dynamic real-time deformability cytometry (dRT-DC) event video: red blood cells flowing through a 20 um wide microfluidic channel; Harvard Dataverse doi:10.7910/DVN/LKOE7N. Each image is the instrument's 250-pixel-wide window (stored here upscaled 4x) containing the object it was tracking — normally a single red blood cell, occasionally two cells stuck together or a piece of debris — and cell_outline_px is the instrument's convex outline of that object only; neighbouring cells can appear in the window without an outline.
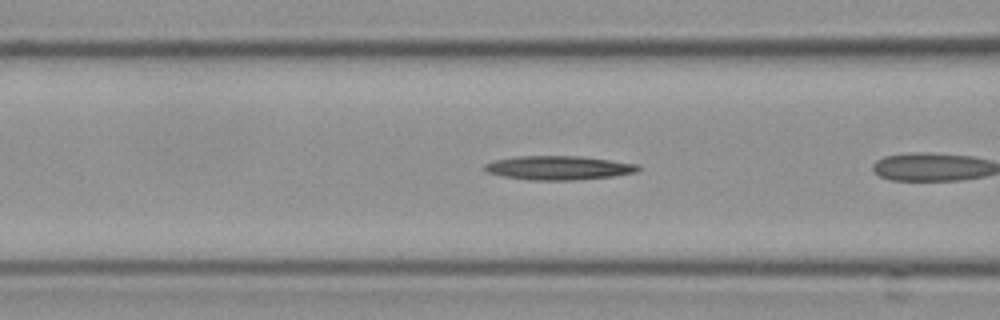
{"species": "Egyptian fruit bat (a non-hibernating species)", "species_latin": "Rousettus aegyptiacus", "temperature_condition": "cold", "stored_images_in_passage": 7, "camera_frame_rate_fps": 3000, "um_per_image_px": 0.085, "frame": {"image": 1, "passage_image": 5, "time_ms": 1.333, "image_size_px": [1000, 320], "cell_outline_px": [[640, 168], [636, 172], [612, 176], [572, 180], [528, 180], [504, 176], [488, 172], [484, 168], [484, 164], [496, 160], [516, 156], [580, 156], [640, 164]], "centroid_in_image_um": [47.49, 14.26], "position_along_channel_um": 119.1, "area_um2": 21.27}}